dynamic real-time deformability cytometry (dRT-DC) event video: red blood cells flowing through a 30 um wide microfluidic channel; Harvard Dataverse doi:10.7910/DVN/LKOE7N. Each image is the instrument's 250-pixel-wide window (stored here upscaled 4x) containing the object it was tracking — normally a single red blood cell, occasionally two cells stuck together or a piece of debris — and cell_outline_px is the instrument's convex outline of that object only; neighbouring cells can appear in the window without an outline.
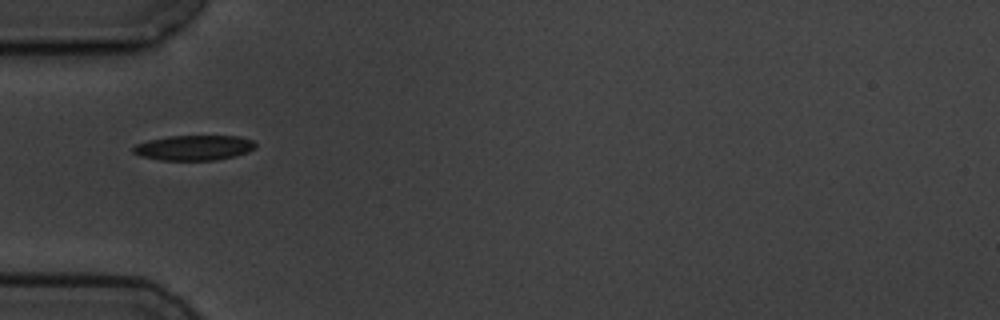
{"species": "common noctule bat (a hibernating species)", "species_latin": "Nyctalus noctula", "temperature_condition": "cold", "stored_images_in_passage": 5, "camera_frame_rate_fps": 3000, "um_per_image_px": 0.085, "animal": {"sex": "male", "body_mass_g": 19.5, "forearm_length_mm": 54.6}, "frame": {"image": 1, "passage_image": 5, "time_ms": 5.667, "image_size_px": [1000, 320], "cell_outline_px": [[256, 148], [248, 152], [236, 156], [216, 160], [160, 160], [140, 156], [132, 152], [132, 148], [136, 144], [148, 140], [168, 136], [240, 136], [252, 140], [256, 144]], "centroid_in_image_um": [16.5, 12.56], "position_along_channel_um": 68.5, "area_um2": 18.03}}